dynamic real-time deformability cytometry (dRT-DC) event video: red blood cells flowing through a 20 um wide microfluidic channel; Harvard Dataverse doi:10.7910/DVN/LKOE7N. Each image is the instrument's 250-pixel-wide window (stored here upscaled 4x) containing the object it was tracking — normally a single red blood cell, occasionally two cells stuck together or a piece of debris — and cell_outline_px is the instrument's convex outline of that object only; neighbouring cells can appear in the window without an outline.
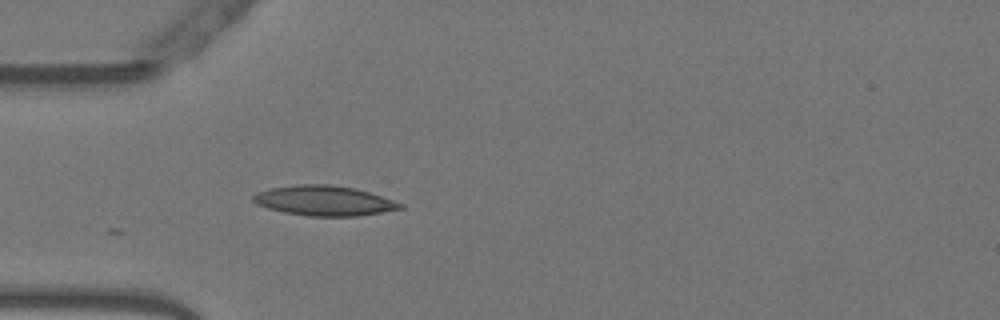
{"species": "Egyptian fruit bat (a non-hibernating species)", "species_latin": "Rousettus aegyptiacus", "temperature_condition": "warm", "stored_images_in_passage": 7, "camera_frame_rate_fps": 3000, "um_per_image_px": 0.085, "animal": {"sex": "female"}, "frame": {"image": 1, "passage_image": 1, "time_ms": 0.0, "image_size_px": [1000, 320], "cell_outline_px": [[404, 208], [356, 216], [308, 216], [284, 212], [268, 208], [256, 204], [252, 200], [252, 196], [256, 192], [268, 188], [296, 184], [328, 184], [356, 188], [404, 204]], "centroid_in_image_um": [27.5, 17.05], "position_along_channel_um": 57.5, "area_um2": 25.66}}
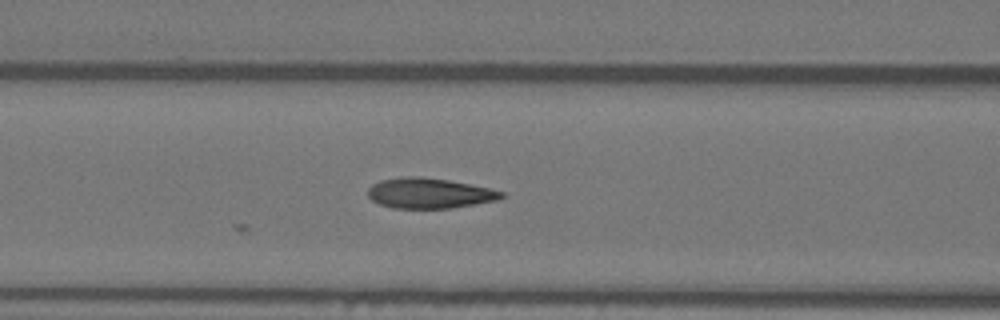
{"frame": {"image": 2, "passage_image": 7, "time_ms": 2.0, "image_size_px": [1000, 320], "cell_outline_px": [[504, 196], [496, 200], [448, 208], [392, 208], [380, 204], [372, 200], [368, 196], [368, 188], [372, 184], [380, 180], [404, 176], [420, 176], [448, 180], [488, 188], [504, 192]], "centroid_in_image_um": [36.43, 16.41], "position_along_channel_um": 130.2, "area_um2": 23.35}}